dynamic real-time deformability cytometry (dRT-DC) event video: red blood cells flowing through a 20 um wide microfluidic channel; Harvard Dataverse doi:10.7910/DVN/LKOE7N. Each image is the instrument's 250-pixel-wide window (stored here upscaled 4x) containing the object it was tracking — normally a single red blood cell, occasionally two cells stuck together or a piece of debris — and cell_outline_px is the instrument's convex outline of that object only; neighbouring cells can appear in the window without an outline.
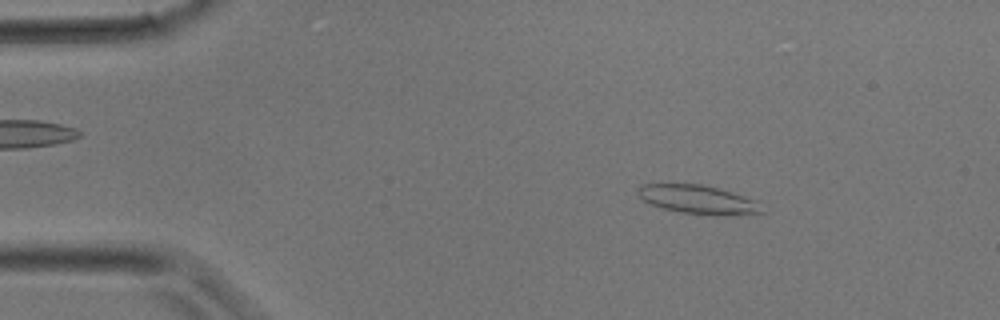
{"species": "common noctule bat (a hibernating species)", "species_latin": "Nyctalus noctula", "temperature_condition": "room temperature", "stored_images_in_passage": 2, "camera_frame_rate_fps": 3000, "um_per_image_px": 0.085, "animal": {"sex": "male", "body_mass_g": 17.9}, "frame": {"image": 1, "passage_image": 1, "time_ms": 0.0, "image_size_px": [1000, 320], "cell_outline_px": [[764, 212], [732, 216], [724, 216], [680, 212], [664, 208], [652, 204], [644, 200], [640, 196], [636, 188], [640, 184], [700, 184], [732, 192], [760, 200]], "centroid_in_image_um": [59.42, 16.97], "position_along_channel_um": 25.6, "area_um2": 20.87}}